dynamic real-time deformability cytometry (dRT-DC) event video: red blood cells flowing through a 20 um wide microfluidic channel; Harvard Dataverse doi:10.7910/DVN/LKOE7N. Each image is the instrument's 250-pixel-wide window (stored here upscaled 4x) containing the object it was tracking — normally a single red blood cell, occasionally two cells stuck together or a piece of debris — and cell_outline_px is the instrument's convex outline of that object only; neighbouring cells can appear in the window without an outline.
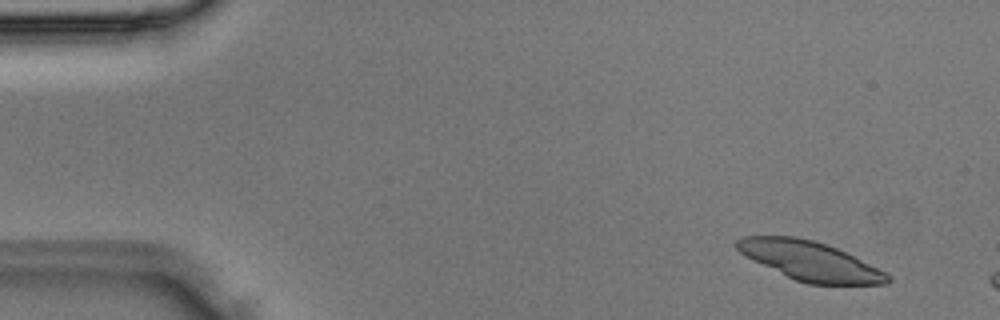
{"species": "Egyptian fruit bat (a non-hibernating species)", "species_latin": "Rousettus aegyptiacus", "temperature_condition": "room temperature", "stored_images_in_passage": 3, "camera_frame_rate_fps": 3000, "um_per_image_px": 0.085, "animal": {"sex": "male"}, "frame": {"image": 1, "passage_image": 1, "time_ms": 0.0, "image_size_px": [1000, 320], "cell_outline_px": [[892, 280], [884, 284], [808, 284], [796, 280], [752, 260], [744, 256], [732, 244], [736, 240], [744, 236], [796, 236], [812, 240], [836, 248], [892, 276]], "centroid_in_image_um": [68.78, 22.17], "position_along_channel_um": 16.2, "area_um2": 33.87}}